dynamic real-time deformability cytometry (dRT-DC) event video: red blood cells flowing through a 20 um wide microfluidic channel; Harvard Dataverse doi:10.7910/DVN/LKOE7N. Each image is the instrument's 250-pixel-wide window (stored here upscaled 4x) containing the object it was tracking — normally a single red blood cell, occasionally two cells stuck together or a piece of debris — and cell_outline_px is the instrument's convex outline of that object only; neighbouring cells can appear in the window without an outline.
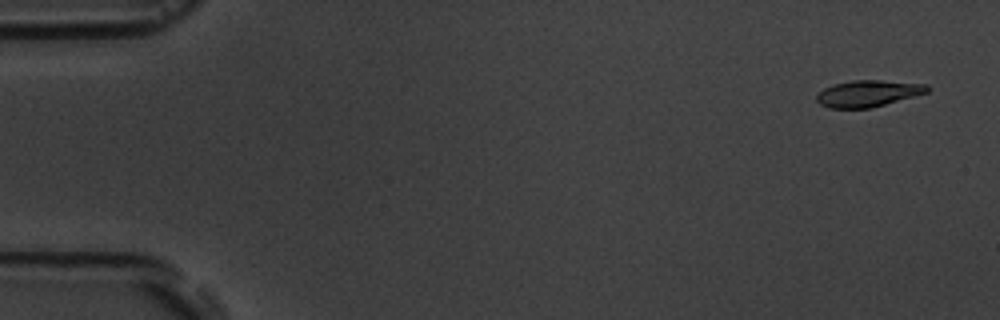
{"species": "common noctule bat (a hibernating species)", "species_latin": "Nyctalus noctula", "temperature_condition": "room temperature", "stored_images_in_passage": 5, "camera_frame_rate_fps": 3000, "um_per_image_px": 0.085, "animal": {"sex": "male", "body_mass_g": 19.5, "forearm_length_mm": 54.6}, "frame": {"image": 1, "passage_image": 1, "time_ms": 0.0, "image_size_px": [1000, 320], "cell_outline_px": [[932, 88], [928, 92], [884, 104], [868, 108], [828, 108], [820, 104], [816, 100], [816, 96], [824, 88], [832, 84], [852, 80], [880, 80], [928, 84]], "centroid_in_image_um": [73.78, 7.93], "position_along_channel_um": 11.2, "area_um2": 17.05}}
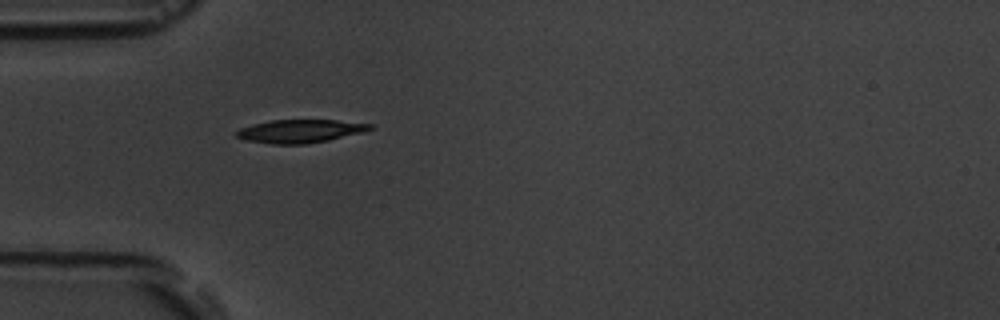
{"frame": {"image": 2, "passage_image": 5, "time_ms": 4.667, "image_size_px": [1000, 320], "cell_outline_px": [[376, 128], [364, 132], [328, 140], [304, 144], [272, 144], [248, 140], [236, 136], [236, 132], [240, 128], [252, 124], [272, 120], [336, 120], [376, 124]], "centroid_in_image_um": [25.59, 11.13], "position_along_channel_um": 59.4, "area_um2": 18.09}}